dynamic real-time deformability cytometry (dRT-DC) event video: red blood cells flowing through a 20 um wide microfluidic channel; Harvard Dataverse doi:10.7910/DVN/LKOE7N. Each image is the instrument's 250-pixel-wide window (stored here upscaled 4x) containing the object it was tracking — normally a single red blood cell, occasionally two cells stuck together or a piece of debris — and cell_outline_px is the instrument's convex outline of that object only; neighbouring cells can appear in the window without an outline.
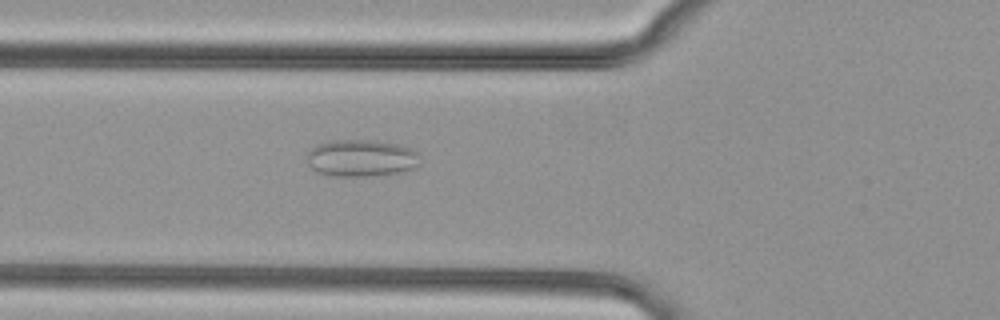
{"species": "common noctule bat (a hibernating species)", "species_latin": "Nyctalus noctula", "temperature_condition": "cold", "stored_images_in_passage": 50, "camera_frame_rate_fps": 3000, "um_per_image_px": 0.085, "animal": {"sex": "female", "body_mass_g": 29.2, "forearm_length_mm": 56.3}, "frame": {"image": 1, "passage_image": 18, "time_ms": 5.667, "image_size_px": [1000, 320], "cell_outline_px": [[420, 164], [416, 168], [400, 172], [376, 176], [328, 176], [316, 172], [308, 164], [308, 152], [316, 144], [332, 140], [376, 140], [400, 144], [412, 148], [416, 152]], "centroid_in_image_um": [30.72, 13.44], "position_along_channel_um": 95.1, "area_um2": 24.8}}
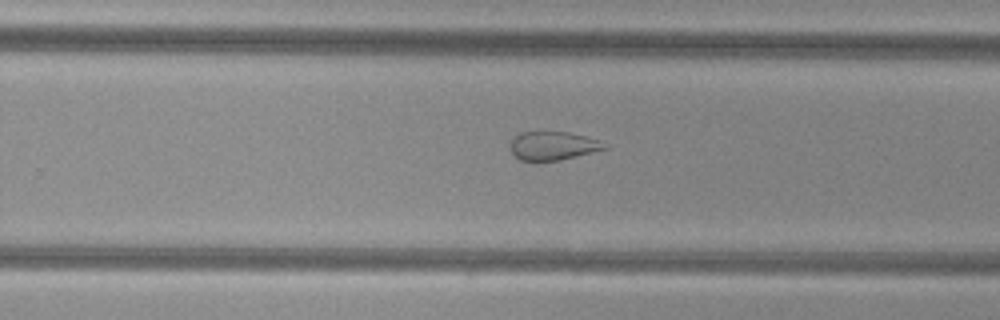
{"frame": {"image": 2, "passage_image": 32, "time_ms": 10.333, "image_size_px": [1000, 320], "cell_outline_px": [[608, 148], [560, 160], [536, 164], [520, 160], [512, 156], [508, 148], [508, 140], [520, 132], [568, 132], [588, 136], [600, 140]], "centroid_in_image_um": [46.88, 12.43], "position_along_channel_um": 282.9, "area_um2": 16.53}}
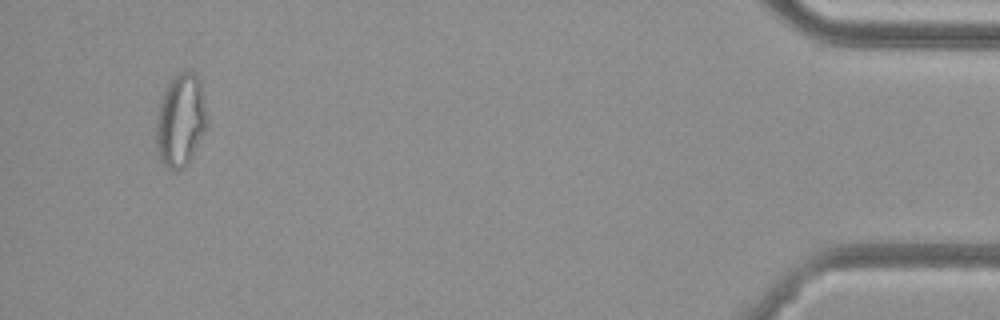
{"frame": {"image": 3, "passage_image": 48, "time_ms": 15.667, "image_size_px": [1000, 320], "cell_outline_px": [[208, 120], [192, 156], [188, 164], [184, 168], [168, 168], [160, 160], [156, 144], [156, 132], [160, 104], [164, 92], [168, 84], [180, 72], [196, 72], [200, 80]], "centroid_in_image_um": [15.36, 10.22], "position_along_channel_um": 419.8, "area_um2": 26.82}}